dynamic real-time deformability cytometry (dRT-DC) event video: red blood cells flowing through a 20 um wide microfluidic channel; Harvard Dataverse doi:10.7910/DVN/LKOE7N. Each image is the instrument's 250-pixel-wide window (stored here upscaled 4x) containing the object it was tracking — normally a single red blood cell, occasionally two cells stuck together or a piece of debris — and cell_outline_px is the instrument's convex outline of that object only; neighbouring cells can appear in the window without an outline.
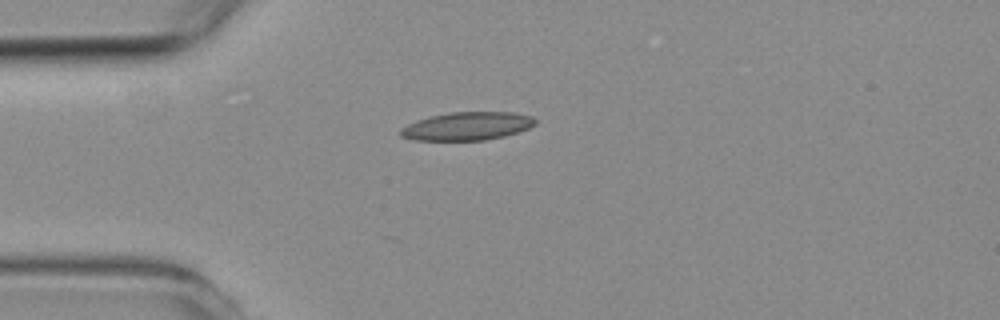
{"species": "common noctule bat (a hibernating species)", "species_latin": "Nyctalus noctula", "temperature_condition": "room temperature", "stored_images_in_passage": 2, "camera_frame_rate_fps": 3000, "um_per_image_px": 0.085, "animal": {"sex": "female", "body_mass_g": 19.3, "forearm_length_mm": 54.1}, "frame": {"image": 1, "passage_image": 2, "time_ms": 1.0, "image_size_px": [1000, 320], "cell_outline_px": [[536, 124], [528, 128], [504, 136], [484, 140], [412, 140], [400, 136], [400, 128], [416, 120], [432, 116], [452, 112], [512, 112], [532, 116], [536, 120]], "centroid_in_image_um": [39.69, 10.72], "position_along_channel_um": 45.3, "area_um2": 22.02}}